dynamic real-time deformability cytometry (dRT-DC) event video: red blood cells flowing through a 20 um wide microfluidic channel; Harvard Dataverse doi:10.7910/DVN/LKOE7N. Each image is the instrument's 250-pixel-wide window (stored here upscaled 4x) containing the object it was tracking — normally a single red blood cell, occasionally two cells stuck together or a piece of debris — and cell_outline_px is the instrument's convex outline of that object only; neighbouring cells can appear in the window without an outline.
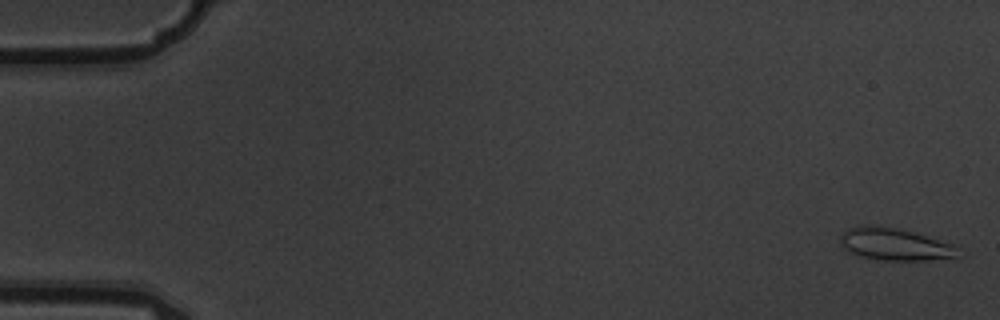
{"species": "common noctule bat (a hibernating species)", "species_latin": "Nyctalus noctula", "temperature_condition": "warm", "stored_images_in_passage": 7, "camera_frame_rate_fps": 3000, "um_per_image_px": 0.085, "animal": {"sex": "male", "body_mass_g": 19.5, "forearm_length_mm": 54.6}, "frame": {"image": 1, "passage_image": 1, "time_ms": 0.0, "image_size_px": [1000, 320], "cell_outline_px": [[956, 256], [924, 260], [884, 260], [860, 256], [844, 248], [840, 244], [840, 232], [848, 228], [864, 224], [868, 224], [900, 228], [952, 244]], "centroid_in_image_um": [75.91, 20.73], "position_along_channel_um": 9.1, "area_um2": 21.73}}
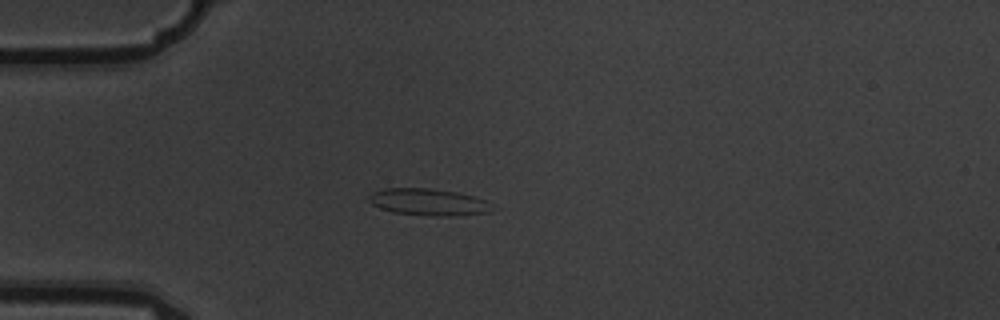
{"frame": {"image": 2, "passage_image": 5, "time_ms": 1.333, "image_size_px": [1000, 320], "cell_outline_px": [[496, 208], [492, 212], [452, 216], [432, 216], [392, 212], [380, 208], [372, 204], [368, 200], [368, 196], [372, 192], [384, 188], [428, 188], [456, 192], [476, 196], [484, 200]], "centroid_in_image_um": [36.43, 17.18], "position_along_channel_um": 48.6, "area_um2": 19.48}}
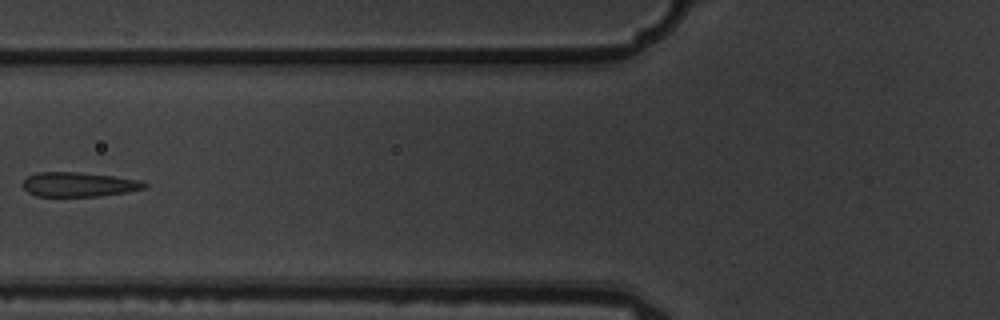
{"frame": {"image": 3, "passage_image": 7, "time_ms": 2.0, "image_size_px": [1000, 320], "cell_outline_px": [[148, 184], [144, 188], [124, 192], [100, 196], [36, 196], [28, 192], [24, 188], [24, 180], [28, 176], [36, 172], [76, 172], [112, 176], [140, 180]], "centroid_in_image_um": [6.67, 15.67], "position_along_channel_um": 119.1, "area_um2": 17.11}}